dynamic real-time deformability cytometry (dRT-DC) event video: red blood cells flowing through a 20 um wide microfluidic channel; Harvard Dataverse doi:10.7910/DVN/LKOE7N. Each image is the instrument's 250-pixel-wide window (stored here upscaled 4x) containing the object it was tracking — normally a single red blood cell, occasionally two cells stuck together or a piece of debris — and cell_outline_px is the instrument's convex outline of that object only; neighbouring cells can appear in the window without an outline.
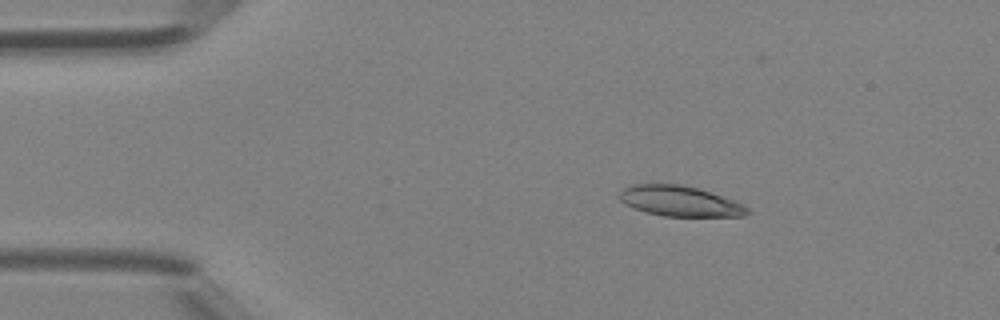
{"species": "Egyptian fruit bat (a non-hibernating species)", "species_latin": "Rousettus aegyptiacus", "temperature_condition": "room temperature", "stored_images_in_passage": 5, "camera_frame_rate_fps": 3000, "um_per_image_px": 0.085, "animal": {"sex": "female"}, "frame": {"image": 1, "passage_image": 2, "time_ms": 0.333, "image_size_px": [1000, 320], "cell_outline_px": [[752, 212], [744, 216], [664, 216], [644, 212], [632, 208], [624, 204], [620, 200], [620, 192], [628, 184], [680, 184], [696, 188], [744, 204]], "centroid_in_image_um": [57.75, 17.1], "position_along_channel_um": 27.2, "area_um2": 22.6}}
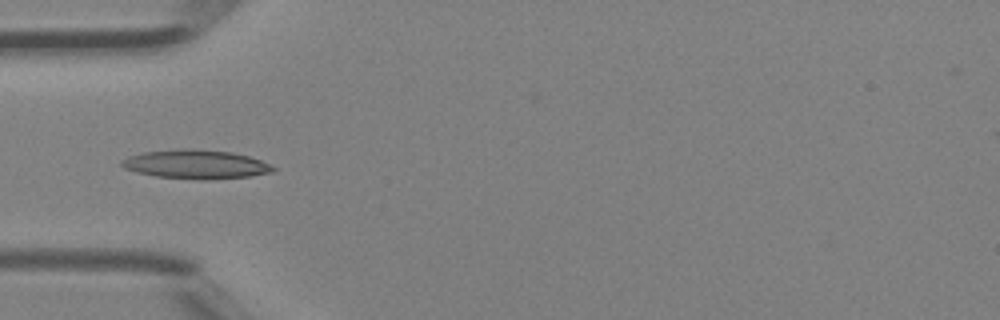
{"frame": {"image": 2, "passage_image": 4, "time_ms": 1.0, "image_size_px": [1000, 320], "cell_outline_px": [[276, 168], [272, 172], [252, 176], [204, 180], [200, 180], [156, 176], [136, 172], [124, 168], [120, 164], [120, 160], [128, 156], [144, 152], [180, 148], [192, 148], [232, 152], [248, 156], [260, 160]], "centroid_in_image_um": [16.62, 13.96], "position_along_channel_um": 68.4, "area_um2": 25.66}}
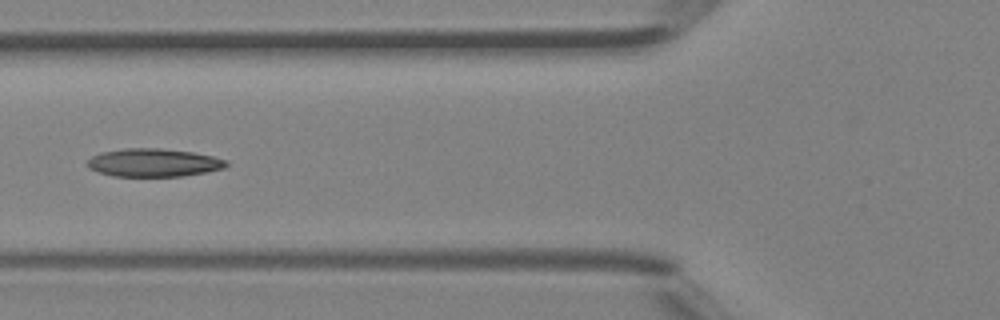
{"frame": {"image": 3, "passage_image": 5, "time_ms": 1.333, "image_size_px": [1000, 320], "cell_outline_px": [[228, 164], [224, 168], [208, 172], [184, 176], [112, 176], [96, 172], [88, 168], [88, 160], [92, 156], [100, 152], [128, 148], [160, 148], [192, 152], [212, 156], [228, 160]], "centroid_in_image_um": [13.06, 13.83], "position_along_channel_um": 112.7, "area_um2": 22.89}}